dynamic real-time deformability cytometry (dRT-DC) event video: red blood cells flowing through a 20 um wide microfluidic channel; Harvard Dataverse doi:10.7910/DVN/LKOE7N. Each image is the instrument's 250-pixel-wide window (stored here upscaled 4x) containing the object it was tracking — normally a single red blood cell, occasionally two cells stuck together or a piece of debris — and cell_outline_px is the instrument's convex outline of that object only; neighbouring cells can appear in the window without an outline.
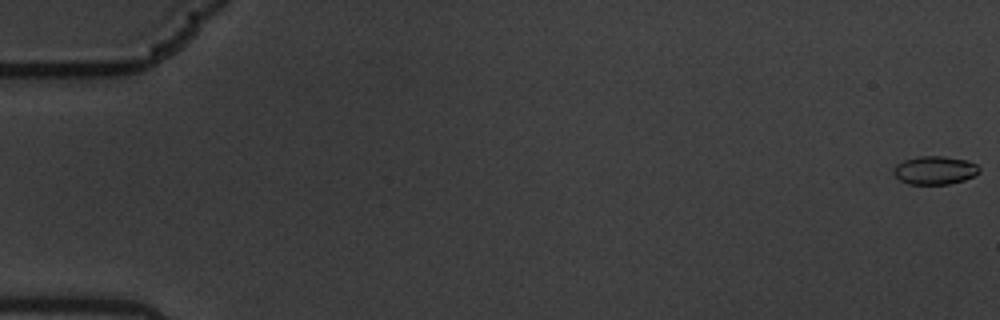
{"species": "common noctule bat (a hibernating species)", "species_latin": "Nyctalus noctula", "temperature_condition": "warm", "stored_images_in_passage": 61, "camera_frame_rate_fps": 3000, "um_per_image_px": 0.085, "animal": {"sex": "male", "body_mass_g": 19.5, "forearm_length_mm": 54.6}, "frame": {"image": 1, "passage_image": 1, "time_ms": 0.0, "image_size_px": [1000, 320], "cell_outline_px": [[980, 172], [976, 176], [964, 180], [948, 184], [908, 184], [900, 180], [892, 172], [896, 164], [904, 160], [920, 156], [944, 156], [964, 160], [976, 164], [980, 168]], "centroid_in_image_um": [79.47, 14.48], "position_along_channel_um": 5.5, "area_um2": 14.16}}
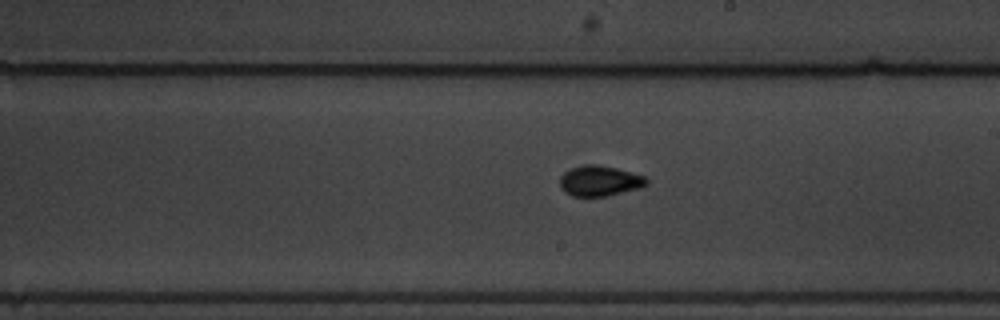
{"frame": {"image": 2, "passage_image": 36, "time_ms": 11.667, "image_size_px": [1000, 320], "cell_outline_px": [[648, 184], [640, 188], [608, 196], [572, 196], [564, 192], [560, 188], [560, 176], [564, 172], [572, 168], [584, 164], [600, 164], [616, 168], [644, 176], [648, 180]], "centroid_in_image_um": [50.96, 15.37], "position_along_channel_um": 238.0, "area_um2": 15.49}}
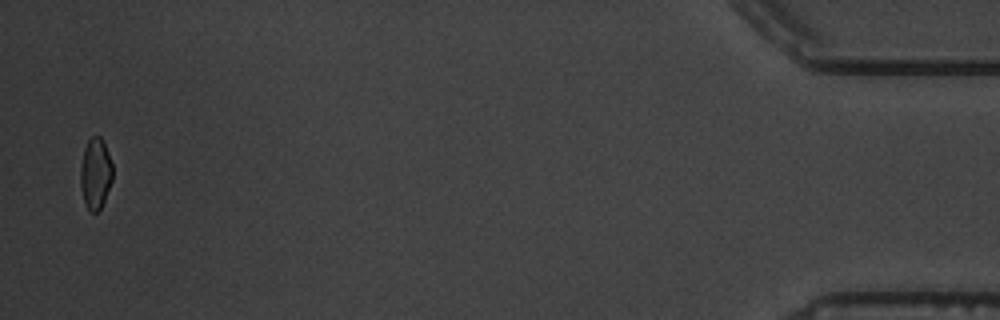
{"frame": {"image": 3, "passage_image": 60, "time_ms": 19.667, "image_size_px": [1000, 320], "cell_outline_px": [[112, 180], [104, 200], [100, 208], [96, 212], [92, 212], [84, 204], [80, 188], [80, 168], [84, 148], [88, 140], [92, 136], [100, 136], [104, 140], [112, 164]], "centroid_in_image_um": [8.1, 14.73], "position_along_channel_um": 427.1, "area_um2": 13.41}, "authors_computed_cell_mechanics": {"area_um2": 14.3922, "velocity_mm_per_s": 3.4221, "shape_relaxation_time_tau1_ms": 5.4296, "shape_relaxation_time_tau2_ms": 0.9507, "deformation_change_tau1": 0.1333, "deformation_change_tau2": 0.0573}}